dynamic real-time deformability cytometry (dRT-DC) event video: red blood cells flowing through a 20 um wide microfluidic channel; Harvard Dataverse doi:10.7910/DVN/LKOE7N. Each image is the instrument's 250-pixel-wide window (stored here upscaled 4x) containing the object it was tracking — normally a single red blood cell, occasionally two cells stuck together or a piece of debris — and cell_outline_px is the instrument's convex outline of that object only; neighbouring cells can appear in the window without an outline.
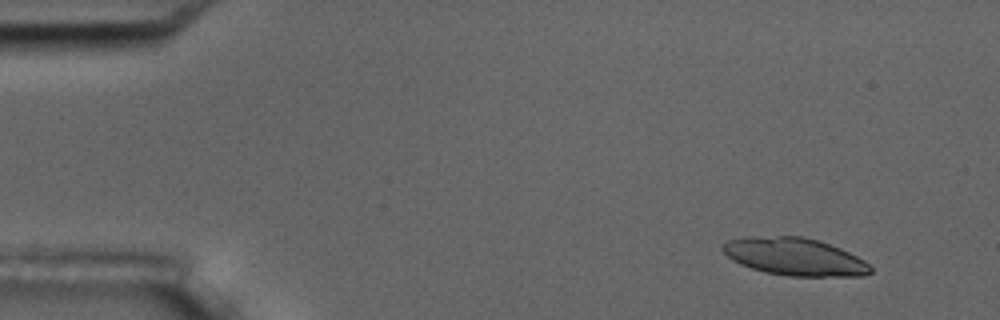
{"species": "common noctule bat (a hibernating species)", "species_latin": "Nyctalus noctula", "temperature_condition": "room temperature", "stored_images_in_passage": 4, "camera_frame_rate_fps": 3000, "um_per_image_px": 0.085, "animal": {"sex": "male", "body_mass_g": 17.5, "forearm_length_mm": 52.3}, "frame": {"image": 1, "passage_image": 1, "time_ms": 0.0, "image_size_px": [1000, 320], "cell_outline_px": [[872, 272], [864, 276], [788, 276], [764, 272], [740, 264], [732, 260], [720, 248], [728, 240], [744, 236], [800, 236], [816, 240], [840, 248], [864, 260], [872, 268]], "centroid_in_image_um": [67.52, 21.82], "position_along_channel_um": 17.5, "area_um2": 32.31}}